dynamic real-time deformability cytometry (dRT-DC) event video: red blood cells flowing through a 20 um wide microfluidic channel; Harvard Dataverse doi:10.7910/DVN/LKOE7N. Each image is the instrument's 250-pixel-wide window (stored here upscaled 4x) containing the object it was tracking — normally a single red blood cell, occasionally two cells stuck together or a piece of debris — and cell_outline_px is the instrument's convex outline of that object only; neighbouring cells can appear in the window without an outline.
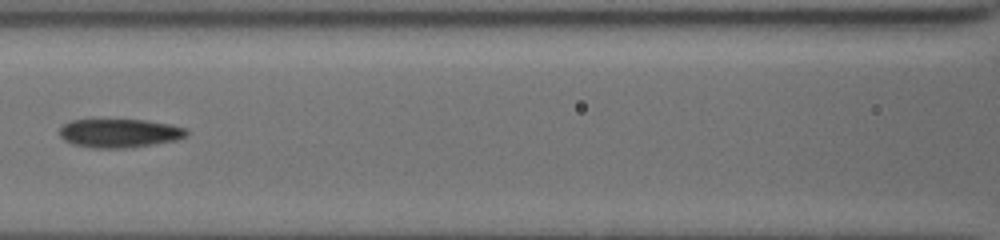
{"species": "common noctule bat (a hibernating species)", "species_latin": "Nyctalus noctula", "temperature_condition": "cold", "stored_images_in_passage": 28, "camera_frame_rate_fps": 3000, "um_per_image_px": 0.085, "animal": {"sex": "female", "body_mass_g": 19.5, "forearm_length_mm": 54.1}, "frame": {"image": 1, "passage_image": 10, "time_ms": 7.0, "image_size_px": [1000, 240], "cell_outline_px": [[188, 136], [176, 140], [152, 144], [124, 148], [92, 148], [72, 144], [64, 140], [60, 136], [60, 128], [64, 124], [72, 120], [144, 120], [168, 124], [184, 128], [188, 132]], "centroid_in_image_um": [10.13, 11.32], "position_along_channel_um": 156.5, "area_um2": 21.04}}
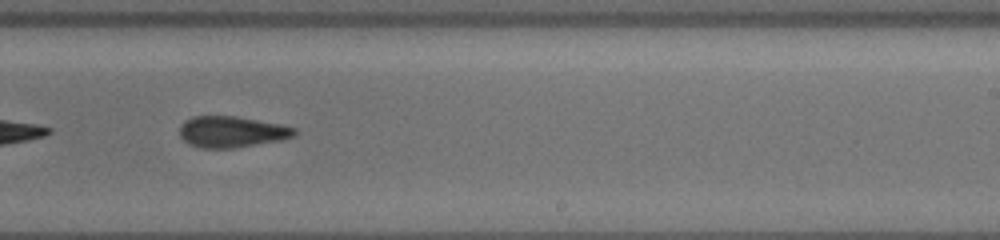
{"frame": {"image": 2, "passage_image": 20, "time_ms": 10.0, "image_size_px": [1000, 240], "cell_outline_px": [[296, 132], [292, 136], [280, 140], [232, 148], [200, 148], [188, 144], [180, 136], [180, 124], [184, 120], [192, 116], [236, 116], [280, 124], [296, 128]], "centroid_in_image_um": [19.64, 11.2], "position_along_channel_um": 269.4, "area_um2": 20.81}}
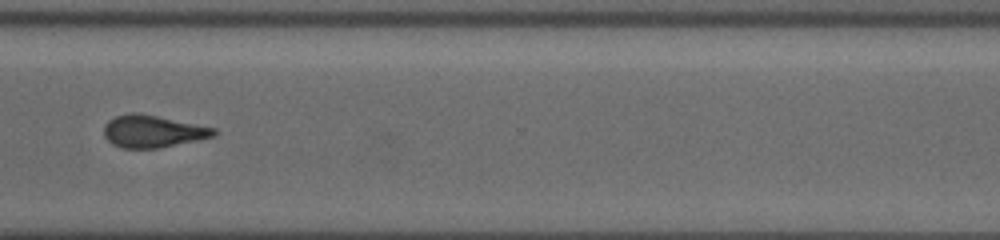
{"frame": {"image": 3, "passage_image": 27, "time_ms": 12.333, "image_size_px": [1000, 240], "cell_outline_px": [[216, 132], [212, 136], [196, 140], [160, 148], [124, 148], [112, 144], [104, 136], [104, 124], [108, 120], [116, 116], [128, 112], [140, 112], [216, 128]], "centroid_in_image_um": [12.94, 11.14], "position_along_channel_um": 357.7, "area_um2": 20.69}}